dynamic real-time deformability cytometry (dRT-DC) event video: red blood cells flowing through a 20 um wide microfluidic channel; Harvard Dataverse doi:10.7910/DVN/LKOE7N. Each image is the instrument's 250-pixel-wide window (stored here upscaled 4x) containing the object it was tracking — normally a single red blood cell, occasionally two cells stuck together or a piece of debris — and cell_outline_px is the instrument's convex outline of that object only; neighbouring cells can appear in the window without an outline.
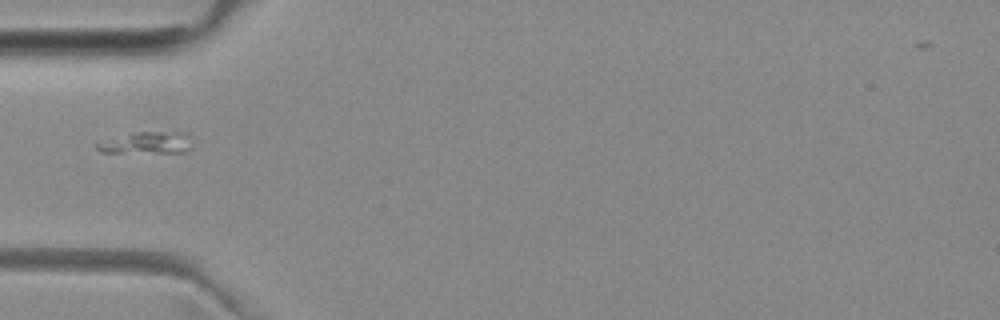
{"species": "common noctule bat (a hibernating species)", "species_latin": "Nyctalus noctula", "temperature_condition": "room temperature", "stored_images_in_passage": 14, "camera_frame_rate_fps": 3000, "um_per_image_px": 0.085, "animal": {"sex": "female", "body_mass_g": 29.2, "forearm_length_mm": 56.3}, "frame": {"image": 1, "passage_image": 1, "time_ms": 0.0, "image_size_px": [1000, 320], "cell_outline_px": [[192, 148], [184, 152], [100, 152], [92, 144], [136, 132], [188, 132]], "centroid_in_image_um": [12.51, 12.14], "position_along_channel_um": 72.5, "area_um2": 11.96}}
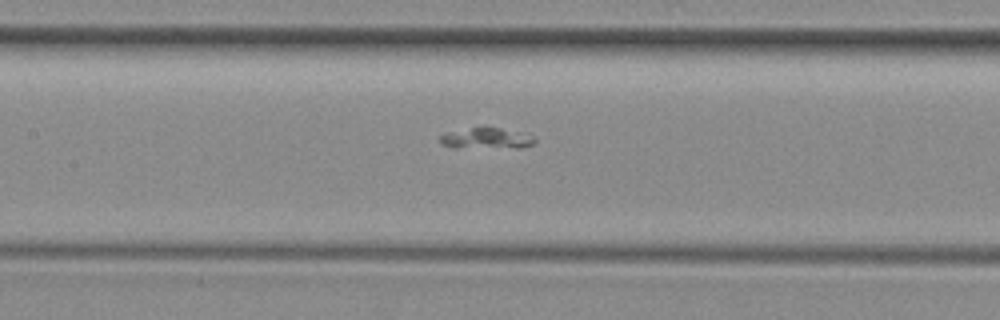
{"frame": {"image": 2, "passage_image": 8, "time_ms": 2.333, "image_size_px": [1000, 320], "cell_outline_px": [[536, 140], [532, 144], [524, 148], [448, 148], [440, 144], [440, 136], [444, 132], [472, 128], [500, 128], [532, 136]], "centroid_in_image_um": [41.26, 11.8], "position_along_channel_um": 166.1, "area_um2": 11.68}}
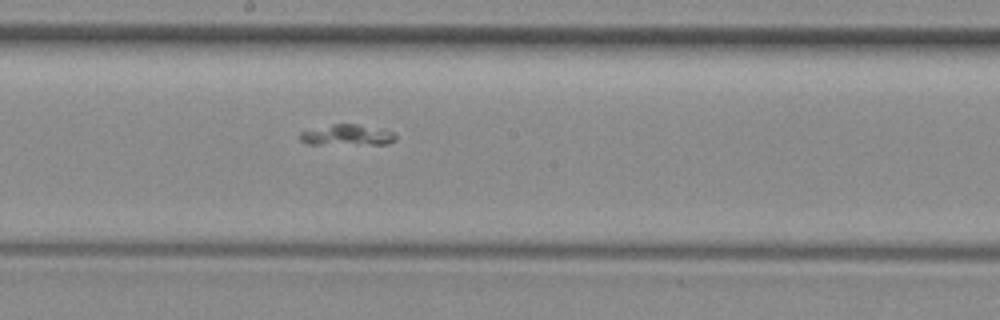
{"frame": {"image": 3, "passage_image": 12, "time_ms": 3.667, "image_size_px": [1000, 320], "cell_outline_px": [[396, 140], [388, 144], [308, 144], [300, 140], [300, 132], [332, 124], [356, 124], [392, 132], [396, 136]], "centroid_in_image_um": [29.49, 11.49], "position_along_channel_um": 218.7, "area_um2": 11.39}}